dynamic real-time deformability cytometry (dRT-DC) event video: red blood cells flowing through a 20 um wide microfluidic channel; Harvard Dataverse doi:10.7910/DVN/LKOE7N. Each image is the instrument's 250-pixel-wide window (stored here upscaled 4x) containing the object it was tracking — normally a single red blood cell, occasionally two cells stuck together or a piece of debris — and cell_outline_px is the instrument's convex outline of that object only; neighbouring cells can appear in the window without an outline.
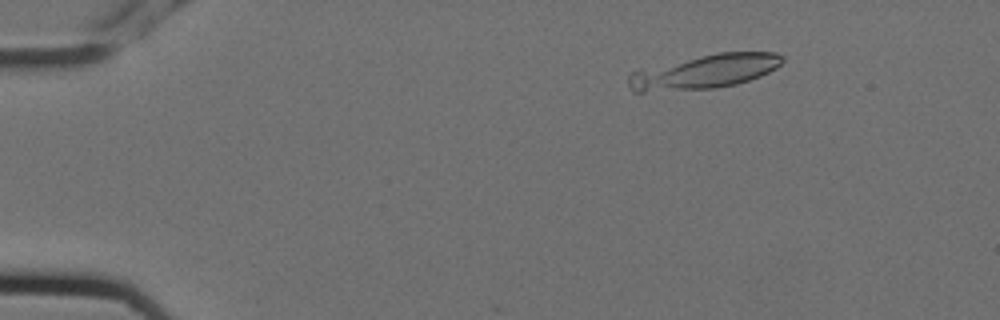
{"species": "Egyptian fruit bat (a non-hibernating species)", "species_latin": "Rousettus aegyptiacus", "temperature_condition": "cold", "stored_images_in_passage": 4, "camera_frame_rate_fps": 3000, "um_per_image_px": 0.085, "animal": {"sex": "female"}, "frame": {"image": 1, "passage_image": 1, "time_ms": 0.0, "image_size_px": [1000, 320], "cell_outline_px": [[784, 60], [776, 68], [760, 76], [736, 84], [716, 88], [644, 92], [632, 92], [628, 84], [628, 76], [632, 72], [640, 68], [716, 52], [776, 52], [784, 56]], "centroid_in_image_um": [59.85, 6.08], "position_along_channel_um": 25.2, "area_um2": 30.87}}